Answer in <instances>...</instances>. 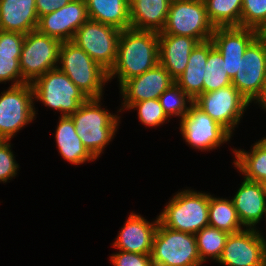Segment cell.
Returning a JSON list of instances; mask_svg holds the SVG:
<instances>
[{"mask_svg": "<svg viewBox=\"0 0 266 266\" xmlns=\"http://www.w3.org/2000/svg\"><path fill=\"white\" fill-rule=\"evenodd\" d=\"M159 64V33L155 31H121L117 58L108 72V81L118 77L119 87L130 78L141 75Z\"/></svg>", "mask_w": 266, "mask_h": 266, "instance_id": "1", "label": "cell"}, {"mask_svg": "<svg viewBox=\"0 0 266 266\" xmlns=\"http://www.w3.org/2000/svg\"><path fill=\"white\" fill-rule=\"evenodd\" d=\"M102 98H88L70 117L87 151L97 159L119 128L120 116L101 108ZM107 110V111H106Z\"/></svg>", "mask_w": 266, "mask_h": 266, "instance_id": "2", "label": "cell"}, {"mask_svg": "<svg viewBox=\"0 0 266 266\" xmlns=\"http://www.w3.org/2000/svg\"><path fill=\"white\" fill-rule=\"evenodd\" d=\"M209 193L186 189L176 193L159 214V222L175 231L196 234L209 225Z\"/></svg>", "mask_w": 266, "mask_h": 266, "instance_id": "3", "label": "cell"}, {"mask_svg": "<svg viewBox=\"0 0 266 266\" xmlns=\"http://www.w3.org/2000/svg\"><path fill=\"white\" fill-rule=\"evenodd\" d=\"M57 68L84 93L87 98H102L108 72L72 41L61 44Z\"/></svg>", "mask_w": 266, "mask_h": 266, "instance_id": "4", "label": "cell"}, {"mask_svg": "<svg viewBox=\"0 0 266 266\" xmlns=\"http://www.w3.org/2000/svg\"><path fill=\"white\" fill-rule=\"evenodd\" d=\"M153 266H201L194 234L171 230L160 222L152 245Z\"/></svg>", "mask_w": 266, "mask_h": 266, "instance_id": "5", "label": "cell"}, {"mask_svg": "<svg viewBox=\"0 0 266 266\" xmlns=\"http://www.w3.org/2000/svg\"><path fill=\"white\" fill-rule=\"evenodd\" d=\"M33 97L45 106L60 111L61 116H70L88 98L58 68L47 71L31 83Z\"/></svg>", "mask_w": 266, "mask_h": 266, "instance_id": "6", "label": "cell"}, {"mask_svg": "<svg viewBox=\"0 0 266 266\" xmlns=\"http://www.w3.org/2000/svg\"><path fill=\"white\" fill-rule=\"evenodd\" d=\"M214 29L204 0H172L164 28L159 34L189 36L200 43L211 40Z\"/></svg>", "mask_w": 266, "mask_h": 266, "instance_id": "7", "label": "cell"}, {"mask_svg": "<svg viewBox=\"0 0 266 266\" xmlns=\"http://www.w3.org/2000/svg\"><path fill=\"white\" fill-rule=\"evenodd\" d=\"M61 44L62 41L38 30L25 34L19 58L22 78L32 83L47 71L57 68Z\"/></svg>", "mask_w": 266, "mask_h": 266, "instance_id": "8", "label": "cell"}, {"mask_svg": "<svg viewBox=\"0 0 266 266\" xmlns=\"http://www.w3.org/2000/svg\"><path fill=\"white\" fill-rule=\"evenodd\" d=\"M31 83L10 86L0 96V140H10L36 117Z\"/></svg>", "mask_w": 266, "mask_h": 266, "instance_id": "9", "label": "cell"}, {"mask_svg": "<svg viewBox=\"0 0 266 266\" xmlns=\"http://www.w3.org/2000/svg\"><path fill=\"white\" fill-rule=\"evenodd\" d=\"M121 30L91 19L85 21L72 39L107 72L114 66Z\"/></svg>", "mask_w": 266, "mask_h": 266, "instance_id": "10", "label": "cell"}, {"mask_svg": "<svg viewBox=\"0 0 266 266\" xmlns=\"http://www.w3.org/2000/svg\"><path fill=\"white\" fill-rule=\"evenodd\" d=\"M180 131L185 142L194 149L210 151L227 141L232 134L213 120L194 102L188 112L180 119Z\"/></svg>", "mask_w": 266, "mask_h": 266, "instance_id": "11", "label": "cell"}, {"mask_svg": "<svg viewBox=\"0 0 266 266\" xmlns=\"http://www.w3.org/2000/svg\"><path fill=\"white\" fill-rule=\"evenodd\" d=\"M193 102L231 134L250 104L233 85L202 93Z\"/></svg>", "mask_w": 266, "mask_h": 266, "instance_id": "12", "label": "cell"}, {"mask_svg": "<svg viewBox=\"0 0 266 266\" xmlns=\"http://www.w3.org/2000/svg\"><path fill=\"white\" fill-rule=\"evenodd\" d=\"M232 85L250 102H255L266 84V41L259 35L245 50Z\"/></svg>", "mask_w": 266, "mask_h": 266, "instance_id": "13", "label": "cell"}, {"mask_svg": "<svg viewBox=\"0 0 266 266\" xmlns=\"http://www.w3.org/2000/svg\"><path fill=\"white\" fill-rule=\"evenodd\" d=\"M218 263L225 266H266V240L258 229L229 234Z\"/></svg>", "mask_w": 266, "mask_h": 266, "instance_id": "14", "label": "cell"}, {"mask_svg": "<svg viewBox=\"0 0 266 266\" xmlns=\"http://www.w3.org/2000/svg\"><path fill=\"white\" fill-rule=\"evenodd\" d=\"M174 83L169 72L160 64L141 75L130 78L119 88L124 99L122 109L119 111L128 110L133 103L159 99V96Z\"/></svg>", "mask_w": 266, "mask_h": 266, "instance_id": "15", "label": "cell"}, {"mask_svg": "<svg viewBox=\"0 0 266 266\" xmlns=\"http://www.w3.org/2000/svg\"><path fill=\"white\" fill-rule=\"evenodd\" d=\"M88 19L85 0H71L62 8L41 16L37 30L62 42L72 41L75 32Z\"/></svg>", "mask_w": 266, "mask_h": 266, "instance_id": "16", "label": "cell"}, {"mask_svg": "<svg viewBox=\"0 0 266 266\" xmlns=\"http://www.w3.org/2000/svg\"><path fill=\"white\" fill-rule=\"evenodd\" d=\"M260 35L255 29L246 27H217L211 41L221 53L226 71L232 79L239 70L240 60L247 47Z\"/></svg>", "mask_w": 266, "mask_h": 266, "instance_id": "17", "label": "cell"}, {"mask_svg": "<svg viewBox=\"0 0 266 266\" xmlns=\"http://www.w3.org/2000/svg\"><path fill=\"white\" fill-rule=\"evenodd\" d=\"M158 224V216L150 223L141 215L132 212L121 228L113 247L125 252L151 254Z\"/></svg>", "mask_w": 266, "mask_h": 266, "instance_id": "18", "label": "cell"}, {"mask_svg": "<svg viewBox=\"0 0 266 266\" xmlns=\"http://www.w3.org/2000/svg\"><path fill=\"white\" fill-rule=\"evenodd\" d=\"M232 201L246 229H256L257 223L266 216V197L259 182L244 179Z\"/></svg>", "mask_w": 266, "mask_h": 266, "instance_id": "19", "label": "cell"}, {"mask_svg": "<svg viewBox=\"0 0 266 266\" xmlns=\"http://www.w3.org/2000/svg\"><path fill=\"white\" fill-rule=\"evenodd\" d=\"M198 43L189 36L159 34V64L174 81L185 71L189 56Z\"/></svg>", "mask_w": 266, "mask_h": 266, "instance_id": "20", "label": "cell"}, {"mask_svg": "<svg viewBox=\"0 0 266 266\" xmlns=\"http://www.w3.org/2000/svg\"><path fill=\"white\" fill-rule=\"evenodd\" d=\"M38 22L35 0H0V30L27 34Z\"/></svg>", "mask_w": 266, "mask_h": 266, "instance_id": "21", "label": "cell"}, {"mask_svg": "<svg viewBox=\"0 0 266 266\" xmlns=\"http://www.w3.org/2000/svg\"><path fill=\"white\" fill-rule=\"evenodd\" d=\"M172 0H129L130 28L161 32Z\"/></svg>", "mask_w": 266, "mask_h": 266, "instance_id": "22", "label": "cell"}, {"mask_svg": "<svg viewBox=\"0 0 266 266\" xmlns=\"http://www.w3.org/2000/svg\"><path fill=\"white\" fill-rule=\"evenodd\" d=\"M210 52V40L198 43L192 50L185 71L175 83L192 99L203 93V78Z\"/></svg>", "mask_w": 266, "mask_h": 266, "instance_id": "23", "label": "cell"}, {"mask_svg": "<svg viewBox=\"0 0 266 266\" xmlns=\"http://www.w3.org/2000/svg\"><path fill=\"white\" fill-rule=\"evenodd\" d=\"M56 145L60 155L67 162L79 165L96 160L84 147L77 135L74 121L70 116H61L55 132Z\"/></svg>", "mask_w": 266, "mask_h": 266, "instance_id": "24", "label": "cell"}, {"mask_svg": "<svg viewBox=\"0 0 266 266\" xmlns=\"http://www.w3.org/2000/svg\"><path fill=\"white\" fill-rule=\"evenodd\" d=\"M91 20L121 31L130 28L129 0H85Z\"/></svg>", "mask_w": 266, "mask_h": 266, "instance_id": "25", "label": "cell"}, {"mask_svg": "<svg viewBox=\"0 0 266 266\" xmlns=\"http://www.w3.org/2000/svg\"><path fill=\"white\" fill-rule=\"evenodd\" d=\"M251 147L250 152L234 149L236 160L233 163L244 179L261 183L266 180V137Z\"/></svg>", "mask_w": 266, "mask_h": 266, "instance_id": "26", "label": "cell"}, {"mask_svg": "<svg viewBox=\"0 0 266 266\" xmlns=\"http://www.w3.org/2000/svg\"><path fill=\"white\" fill-rule=\"evenodd\" d=\"M208 218L210 226L229 234L244 230L232 199L213 197L209 193Z\"/></svg>", "mask_w": 266, "mask_h": 266, "instance_id": "27", "label": "cell"}, {"mask_svg": "<svg viewBox=\"0 0 266 266\" xmlns=\"http://www.w3.org/2000/svg\"><path fill=\"white\" fill-rule=\"evenodd\" d=\"M243 0H204L207 16L217 27H240Z\"/></svg>", "mask_w": 266, "mask_h": 266, "instance_id": "28", "label": "cell"}, {"mask_svg": "<svg viewBox=\"0 0 266 266\" xmlns=\"http://www.w3.org/2000/svg\"><path fill=\"white\" fill-rule=\"evenodd\" d=\"M229 85H232V79L227 74L223 57L210 40V52L203 78V93L216 91Z\"/></svg>", "mask_w": 266, "mask_h": 266, "instance_id": "29", "label": "cell"}, {"mask_svg": "<svg viewBox=\"0 0 266 266\" xmlns=\"http://www.w3.org/2000/svg\"><path fill=\"white\" fill-rule=\"evenodd\" d=\"M195 236L201 262H206L208 258L218 262L229 233L208 225L197 232Z\"/></svg>", "mask_w": 266, "mask_h": 266, "instance_id": "30", "label": "cell"}, {"mask_svg": "<svg viewBox=\"0 0 266 266\" xmlns=\"http://www.w3.org/2000/svg\"><path fill=\"white\" fill-rule=\"evenodd\" d=\"M159 101L168 118L172 116L182 118L194 100L174 83L159 96Z\"/></svg>", "mask_w": 266, "mask_h": 266, "instance_id": "31", "label": "cell"}, {"mask_svg": "<svg viewBox=\"0 0 266 266\" xmlns=\"http://www.w3.org/2000/svg\"><path fill=\"white\" fill-rule=\"evenodd\" d=\"M266 26V0H243L240 27L260 32Z\"/></svg>", "mask_w": 266, "mask_h": 266, "instance_id": "32", "label": "cell"}, {"mask_svg": "<svg viewBox=\"0 0 266 266\" xmlns=\"http://www.w3.org/2000/svg\"><path fill=\"white\" fill-rule=\"evenodd\" d=\"M137 109L141 123L149 127L160 126L167 122L168 117L164 113L159 99H149L133 103L128 109Z\"/></svg>", "mask_w": 266, "mask_h": 266, "instance_id": "33", "label": "cell"}, {"mask_svg": "<svg viewBox=\"0 0 266 266\" xmlns=\"http://www.w3.org/2000/svg\"><path fill=\"white\" fill-rule=\"evenodd\" d=\"M9 142L10 140H0V182L3 183L15 177L19 168Z\"/></svg>", "mask_w": 266, "mask_h": 266, "instance_id": "34", "label": "cell"}, {"mask_svg": "<svg viewBox=\"0 0 266 266\" xmlns=\"http://www.w3.org/2000/svg\"><path fill=\"white\" fill-rule=\"evenodd\" d=\"M19 58L0 56V83L13 81L11 86L27 83L21 75Z\"/></svg>", "mask_w": 266, "mask_h": 266, "instance_id": "35", "label": "cell"}, {"mask_svg": "<svg viewBox=\"0 0 266 266\" xmlns=\"http://www.w3.org/2000/svg\"><path fill=\"white\" fill-rule=\"evenodd\" d=\"M25 34L0 30V56L20 57Z\"/></svg>", "mask_w": 266, "mask_h": 266, "instance_id": "36", "label": "cell"}, {"mask_svg": "<svg viewBox=\"0 0 266 266\" xmlns=\"http://www.w3.org/2000/svg\"><path fill=\"white\" fill-rule=\"evenodd\" d=\"M114 266H153L151 254H139L119 250L110 256Z\"/></svg>", "mask_w": 266, "mask_h": 266, "instance_id": "37", "label": "cell"}, {"mask_svg": "<svg viewBox=\"0 0 266 266\" xmlns=\"http://www.w3.org/2000/svg\"><path fill=\"white\" fill-rule=\"evenodd\" d=\"M71 0H35L38 18L67 5Z\"/></svg>", "mask_w": 266, "mask_h": 266, "instance_id": "38", "label": "cell"}, {"mask_svg": "<svg viewBox=\"0 0 266 266\" xmlns=\"http://www.w3.org/2000/svg\"><path fill=\"white\" fill-rule=\"evenodd\" d=\"M260 104L262 109L266 110V84L264 86V89L262 91V94L257 98L256 103Z\"/></svg>", "mask_w": 266, "mask_h": 266, "instance_id": "39", "label": "cell"}, {"mask_svg": "<svg viewBox=\"0 0 266 266\" xmlns=\"http://www.w3.org/2000/svg\"><path fill=\"white\" fill-rule=\"evenodd\" d=\"M260 36L266 41V26L260 31Z\"/></svg>", "mask_w": 266, "mask_h": 266, "instance_id": "40", "label": "cell"}, {"mask_svg": "<svg viewBox=\"0 0 266 266\" xmlns=\"http://www.w3.org/2000/svg\"><path fill=\"white\" fill-rule=\"evenodd\" d=\"M261 185H262V189H263L264 195L266 197V180L265 181H262L261 182Z\"/></svg>", "mask_w": 266, "mask_h": 266, "instance_id": "41", "label": "cell"}]
</instances>
